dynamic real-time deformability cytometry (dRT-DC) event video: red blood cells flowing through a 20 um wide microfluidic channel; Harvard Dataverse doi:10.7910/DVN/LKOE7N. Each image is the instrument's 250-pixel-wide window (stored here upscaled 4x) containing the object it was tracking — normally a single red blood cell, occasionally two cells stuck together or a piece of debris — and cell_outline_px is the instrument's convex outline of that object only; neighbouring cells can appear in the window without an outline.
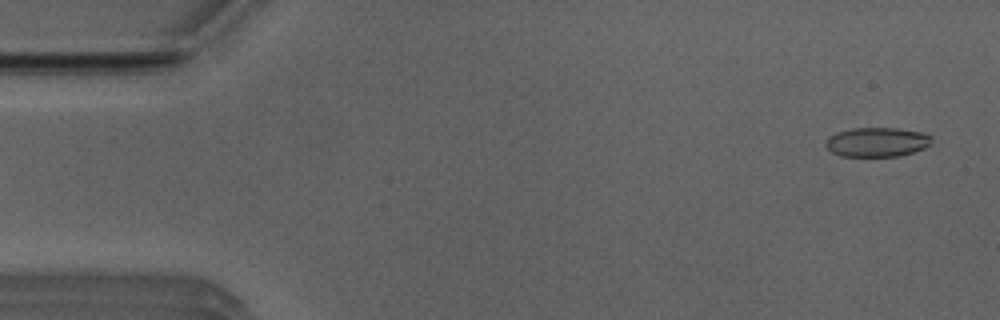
{"species": "Egyptian fruit bat (a non-hibernating species)", "species_latin": "Rousettus aegyptiacus", "temperature_condition": "room temperature", "stored_images_in_passage": 52, "camera_frame_rate_fps": 3000, "um_per_image_px": 0.085, "animal": {"sex": "male"}, "frame": {"image": 1, "passage_image": 3, "time_ms": 0.667, "image_size_px": [1000, 320], "cell_outline_px": [[932, 144], [924, 148], [900, 156], [840, 156], [832, 152], [824, 144], [828, 136], [836, 132], [852, 128], [896, 128], [920, 132], [932, 136]], "centroid_in_image_um": [74.53, 12.07], "position_along_channel_um": 10.5, "area_um2": 18.21}}
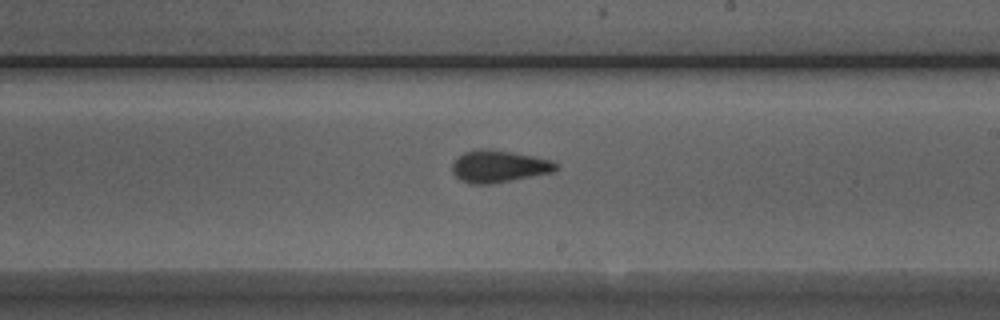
{"frame": {"image": 2, "passage_image": 30, "time_ms": 9.667, "image_size_px": [1000, 320], "cell_outline_px": [[560, 168], [556, 172], [492, 184], [472, 184], [460, 180], [452, 172], [452, 164], [464, 152], [480, 148], [488, 148], [536, 156], [552, 160], [560, 164]], "centroid_in_image_um": [42.48, 14.14], "position_along_channel_um": 246.5, "area_um2": 19.83}}
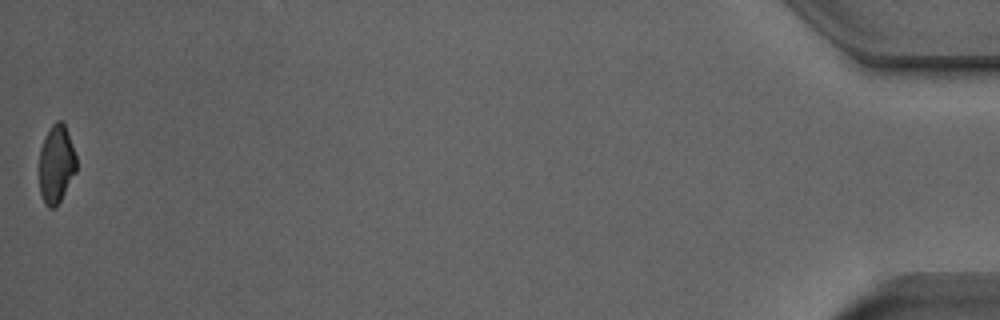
{"frame": {"image": 3, "passage_image": 52, "time_ms": 17.0, "image_size_px": [1000, 320], "cell_outline_px": [[76, 172], [56, 208], [48, 208], [44, 204], [40, 192], [40, 148], [52, 124], [56, 120], [60, 120], [64, 124], [76, 156]], "centroid_in_image_um": [4.78, 14.0], "position_along_channel_um": 430.4, "area_um2": 16.7}, "authors_computed_cell_mechanics": {"area_um2": 18.6694, "velocity_mm_per_s": 3.9477, "shape_relaxation_time_tau1_ms": 4.281, "shape_relaxation_time_tau2_ms": 1.3102, "deformation_change_tau1": 0.1505, "deformation_change_tau2": 0.0931}}